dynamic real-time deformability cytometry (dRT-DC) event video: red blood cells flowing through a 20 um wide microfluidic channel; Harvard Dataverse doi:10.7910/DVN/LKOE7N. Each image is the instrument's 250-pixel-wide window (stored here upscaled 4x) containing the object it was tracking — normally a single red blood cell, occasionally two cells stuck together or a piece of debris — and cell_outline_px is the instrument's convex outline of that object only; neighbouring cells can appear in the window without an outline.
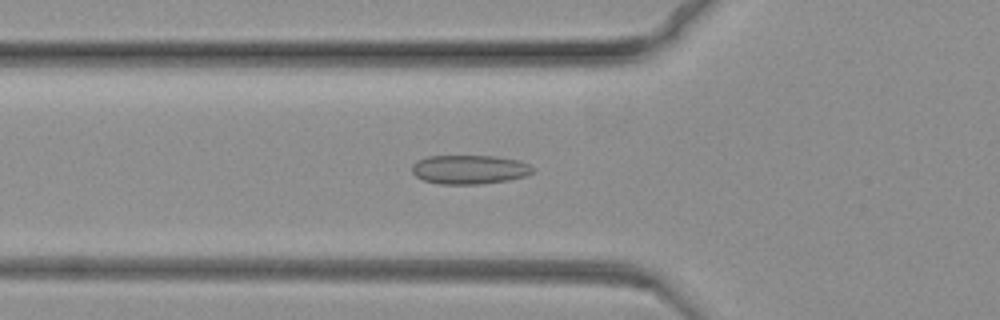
{"species": "common noctule bat (a hibernating species)", "species_latin": "Nyctalus noctula", "temperature_condition": "warm", "stored_images_in_passage": 21, "camera_frame_rate_fps": 3000, "um_per_image_px": 0.085, "animal": {"sex": "female", "body_mass_g": 19.3, "forearm_length_mm": 54.1}, "frame": {"image": 1, "passage_image": 18, "time_ms": 5.667, "image_size_px": [1000, 320], "cell_outline_px": [[536, 168], [532, 172], [524, 176], [508, 180], [480, 184], [440, 184], [424, 180], [416, 176], [412, 172], [412, 164], [416, 160], [428, 156], [496, 156], [520, 160]], "centroid_in_image_um": [39.9, 14.4], "position_along_channel_um": 85.9, "area_um2": 20.52}}